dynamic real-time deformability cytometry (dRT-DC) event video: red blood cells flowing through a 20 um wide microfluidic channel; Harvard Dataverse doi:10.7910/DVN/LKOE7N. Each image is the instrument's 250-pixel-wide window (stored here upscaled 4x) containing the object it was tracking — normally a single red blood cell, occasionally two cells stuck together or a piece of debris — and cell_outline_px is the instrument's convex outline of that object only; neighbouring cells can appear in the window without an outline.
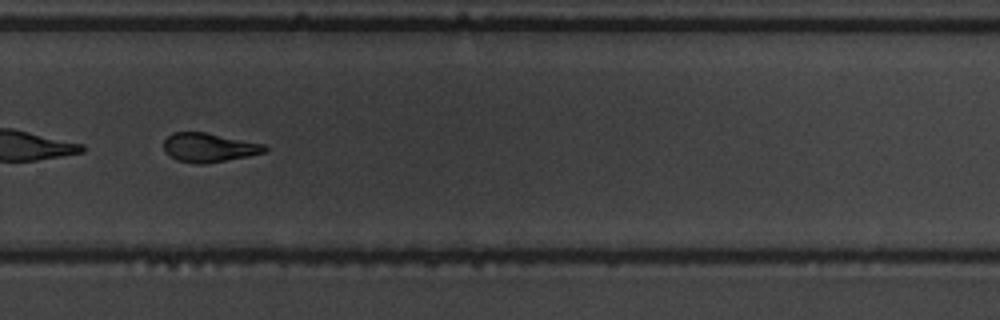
{"species": "common noctule bat (a hibernating species)", "species_latin": "Nyctalus noctula", "temperature_condition": "warm", "stored_images_in_passage": 53, "camera_frame_rate_fps": 3000, "um_per_image_px": 0.085, "animal": {"sex": "male", "body_mass_g": 19.5, "forearm_length_mm": 54.6}, "frame": {"image": 1, "passage_image": 38, "time_ms": 12.333, "image_size_px": [1000, 320], "cell_outline_px": [[268, 152], [248, 156], [204, 164], [196, 164], [176, 160], [164, 148], [164, 140], [172, 132], [204, 132], [264, 144], [268, 148]], "centroid_in_image_um": [17.78, 12.54], "position_along_channel_um": 312.0, "area_um2": 16.94}, "authors_computed_cell_mechanics": {"area_um2": 18.207, "velocity_mm_per_s": 3.6985, "shape_relaxation_time_tau1_ms": 4.3171, "shape_relaxation_time_tau2_ms": 4.07, "deformation_change_tau1": 0.1554, "deformation_change_tau2": 0.1385}}